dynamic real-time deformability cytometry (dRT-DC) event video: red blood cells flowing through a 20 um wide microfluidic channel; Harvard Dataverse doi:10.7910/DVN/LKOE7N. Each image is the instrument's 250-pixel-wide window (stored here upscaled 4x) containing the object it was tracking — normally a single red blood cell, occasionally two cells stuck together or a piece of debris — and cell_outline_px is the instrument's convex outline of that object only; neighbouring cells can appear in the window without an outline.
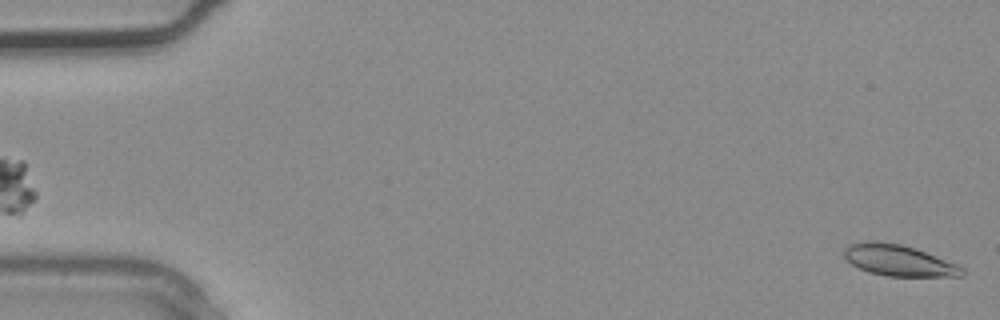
{"species": "common noctule bat (a hibernating species)", "species_latin": "Nyctalus noctula", "temperature_condition": "warm", "stored_images_in_passage": 3, "camera_frame_rate_fps": 3000, "um_per_image_px": 0.085, "animal": {"sex": "male", "body_mass_g": 20.4}, "frame": {"image": 1, "passage_image": 3, "time_ms": 0.667, "image_size_px": [1000, 320], "cell_outline_px": [[964, 276], [888, 276], [868, 272], [852, 264], [844, 256], [844, 248], [848, 244], [868, 240], [876, 240], [900, 244], [916, 248], [960, 264], [964, 268]], "centroid_in_image_um": [76.42, 22.12], "position_along_channel_um": 8.6, "area_um2": 21.73}}